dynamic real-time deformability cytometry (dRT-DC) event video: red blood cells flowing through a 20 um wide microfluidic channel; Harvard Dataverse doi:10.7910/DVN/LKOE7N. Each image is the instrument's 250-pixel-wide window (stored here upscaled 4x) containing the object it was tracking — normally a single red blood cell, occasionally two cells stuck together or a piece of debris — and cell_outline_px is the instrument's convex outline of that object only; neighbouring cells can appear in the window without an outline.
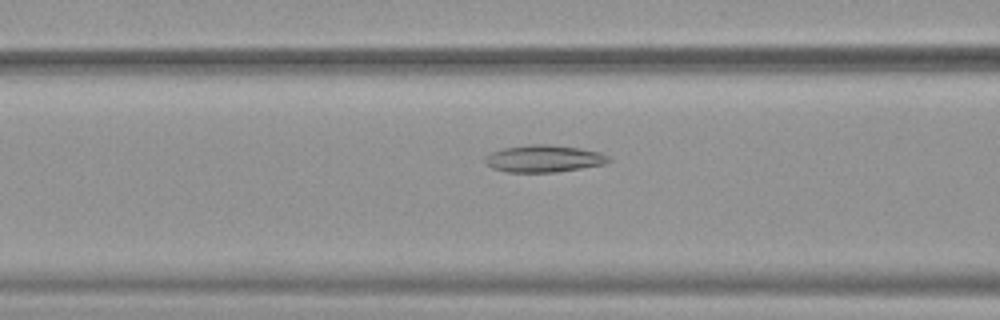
{"species": "common noctule bat (a hibernating species)", "species_latin": "Nyctalus noctula", "temperature_condition": "warm", "stored_images_in_passage": 33, "camera_frame_rate_fps": 3000, "um_per_image_px": 0.085, "animal": {"sex": "female", "body_mass_g": 19.9}, "frame": {"image": 1, "passage_image": 15, "time_ms": 4.667, "image_size_px": [1000, 320], "cell_outline_px": [[612, 160], [604, 164], [556, 172], [504, 172], [492, 168], [484, 164], [484, 156], [492, 152], [504, 148], [528, 144], [548, 144], [580, 148], [600, 152], [608, 156]], "centroid_in_image_um": [46.18, 13.48], "position_along_channel_um": 120.4, "area_um2": 19.65}}
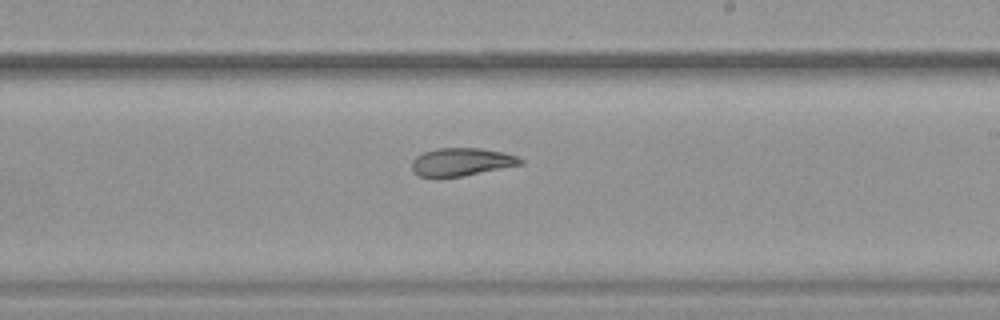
{"frame": {"image": 2, "passage_image": 25, "time_ms": 8.0, "image_size_px": [1000, 320], "cell_outline_px": [[524, 164], [464, 176], [420, 176], [412, 172], [412, 160], [416, 156], [424, 152], [436, 148], [480, 148], [504, 152], [516, 156], [524, 160]], "centroid_in_image_um": [39.25, 13.75], "position_along_channel_um": 249.7, "area_um2": 17.69}}
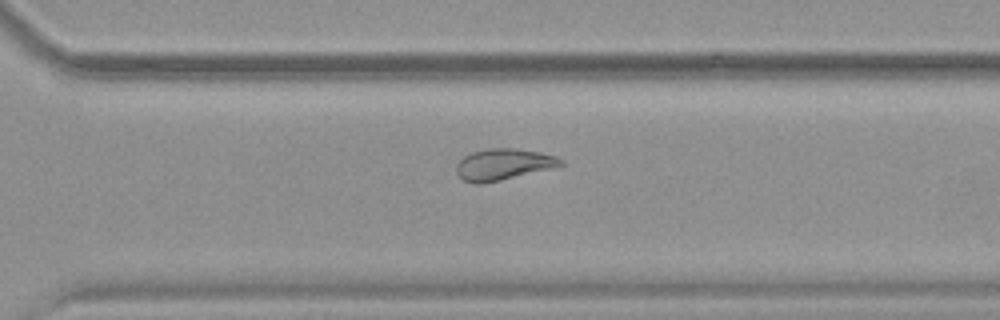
{"frame": {"image": 3, "passage_image": 31, "time_ms": 10.0, "image_size_px": [1000, 320], "cell_outline_px": [[564, 164], [552, 168], [500, 180], [480, 184], [472, 184], [464, 180], [456, 172], [456, 164], [464, 156], [472, 152], [488, 148], [516, 148], [540, 152], [556, 156], [564, 160]], "centroid_in_image_um": [42.78, 13.96], "position_along_channel_um": 327.8, "area_um2": 19.02}}